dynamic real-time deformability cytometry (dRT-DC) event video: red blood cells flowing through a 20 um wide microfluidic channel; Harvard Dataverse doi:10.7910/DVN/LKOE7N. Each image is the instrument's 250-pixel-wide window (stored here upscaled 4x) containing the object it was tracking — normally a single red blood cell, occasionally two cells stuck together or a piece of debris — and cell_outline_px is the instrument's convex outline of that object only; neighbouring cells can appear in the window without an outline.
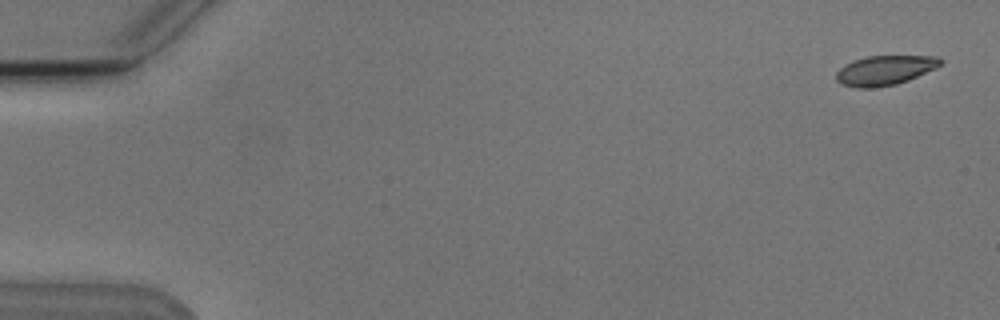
{"species": "Egyptian fruit bat (a non-hibernating species)", "species_latin": "Rousettus aegyptiacus", "temperature_condition": "cold", "stored_images_in_passage": 8, "camera_frame_rate_fps": 3000, "um_per_image_px": 0.085, "animal": {"sex": "male"}, "frame": {"image": 1, "passage_image": 1, "time_ms": 0.0, "image_size_px": [1000, 320], "cell_outline_px": [[944, 60], [936, 68], [908, 80], [896, 84], [872, 88], [856, 88], [840, 84], [836, 80], [836, 72], [844, 64], [852, 60], [868, 56], [940, 56]], "centroid_in_image_um": [75.19, 5.97], "position_along_channel_um": 9.8, "area_um2": 18.15}}
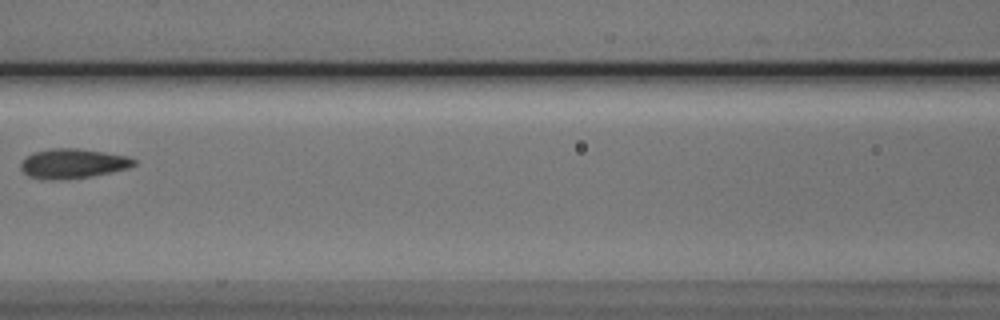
{"frame": {"image": 2, "passage_image": 7, "time_ms": 8.0, "image_size_px": [1000, 320], "cell_outline_px": [[136, 164], [128, 168], [112, 172], [92, 176], [52, 180], [44, 180], [28, 176], [20, 168], [20, 164], [28, 156], [36, 152], [52, 148], [76, 148], [104, 152], [128, 156], [136, 160]], "centroid_in_image_um": [6.21, 13.9], "position_along_channel_um": 160.4, "area_um2": 19.42}}
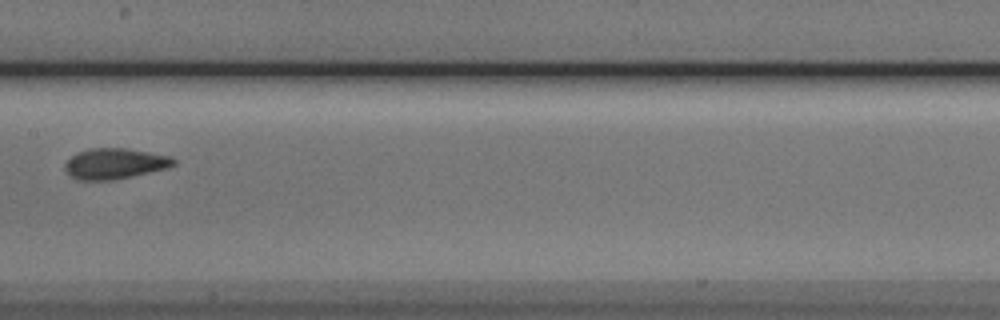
{"frame": {"image": 3, "passage_image": 8, "time_ms": 9.0, "image_size_px": [1000, 320], "cell_outline_px": [[176, 164], [168, 168], [112, 180], [76, 180], [64, 168], [64, 164], [76, 152], [88, 148], [128, 148], [172, 156], [176, 160]], "centroid_in_image_um": [9.77, 13.89], "position_along_channel_um": 197.6, "area_um2": 19.54}}